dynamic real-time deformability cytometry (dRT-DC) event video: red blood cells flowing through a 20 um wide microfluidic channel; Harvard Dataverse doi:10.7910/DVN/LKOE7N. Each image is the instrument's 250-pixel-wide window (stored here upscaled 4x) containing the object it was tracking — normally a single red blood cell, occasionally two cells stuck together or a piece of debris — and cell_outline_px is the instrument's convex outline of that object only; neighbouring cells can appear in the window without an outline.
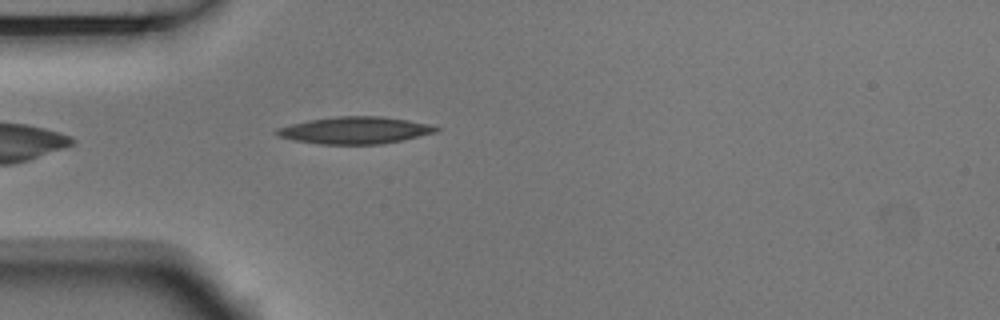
{"species": "Egyptian fruit bat (a non-hibernating species)", "species_latin": "Rousettus aegyptiacus", "temperature_condition": "room temperature", "stored_images_in_passage": 3, "camera_frame_rate_fps": 3000, "um_per_image_px": 0.085, "animal": {"sex": "male"}, "frame": {"image": 1, "passage_image": 3, "time_ms": 0.667, "image_size_px": [1000, 320], "cell_outline_px": [[440, 128], [436, 132], [384, 144], [320, 144], [292, 140], [276, 136], [272, 132], [276, 128], [308, 120], [336, 116], [380, 116], [408, 120], [428, 124]], "centroid_in_image_um": [30.1, 11.08], "position_along_channel_um": 54.9, "area_um2": 25.14}}